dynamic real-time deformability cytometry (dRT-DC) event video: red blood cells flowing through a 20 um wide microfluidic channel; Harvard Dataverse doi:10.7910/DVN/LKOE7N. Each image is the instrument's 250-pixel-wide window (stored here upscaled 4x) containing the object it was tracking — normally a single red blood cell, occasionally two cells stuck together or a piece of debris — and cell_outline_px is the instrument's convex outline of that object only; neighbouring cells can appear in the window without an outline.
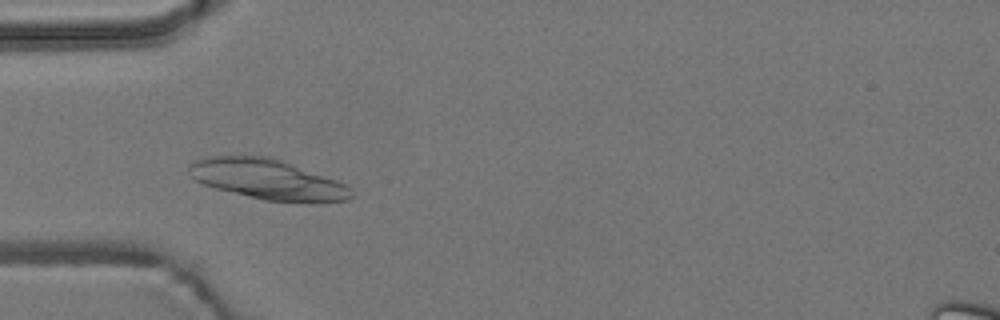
{"species": "common noctule bat (a hibernating species)", "species_latin": "Nyctalus noctula", "temperature_condition": "room temperature", "stored_images_in_passage": 12, "camera_frame_rate_fps": 3000, "um_per_image_px": 0.085, "animal": {"sex": "male", "body_mass_g": 19.2, "forearm_length_mm": 51.8}, "frame": {"image": 1, "passage_image": 12, "time_ms": 3.667, "image_size_px": [1000, 320], "cell_outline_px": [[352, 196], [348, 200], [308, 204], [264, 200], [216, 188], [204, 184], [196, 180], [188, 172], [188, 164], [192, 160], [204, 156], [268, 156], [292, 164], [336, 180], [344, 184], [352, 192]], "centroid_in_image_um": [22.72, 15.26], "position_along_channel_um": 62.3, "area_um2": 38.09}}